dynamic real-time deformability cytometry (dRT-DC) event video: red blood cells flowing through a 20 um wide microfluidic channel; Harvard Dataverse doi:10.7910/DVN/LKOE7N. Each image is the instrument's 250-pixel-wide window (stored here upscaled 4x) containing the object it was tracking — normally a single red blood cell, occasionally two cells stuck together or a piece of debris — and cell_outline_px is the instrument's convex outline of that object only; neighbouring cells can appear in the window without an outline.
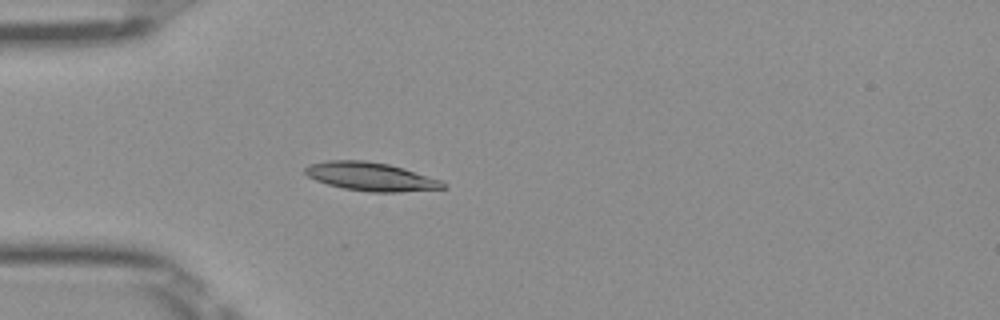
{"species": "Egyptian fruit bat (a non-hibernating species)", "species_latin": "Rousettus aegyptiacus", "temperature_condition": "room temperature", "stored_images_in_passage": 35, "camera_frame_rate_fps": 3000, "um_per_image_px": 0.085, "frame": {"image": 1, "passage_image": 6, "time_ms": 1.667, "image_size_px": [1000, 320], "cell_outline_px": [[448, 188], [400, 192], [368, 192], [344, 188], [328, 184], [316, 180], [308, 176], [304, 172], [304, 168], [308, 164], [328, 160], [364, 160], [388, 164], [404, 168], [440, 180], [448, 184]], "centroid_in_image_um": [31.53, 15.01], "position_along_channel_um": 53.5, "area_um2": 22.95}}
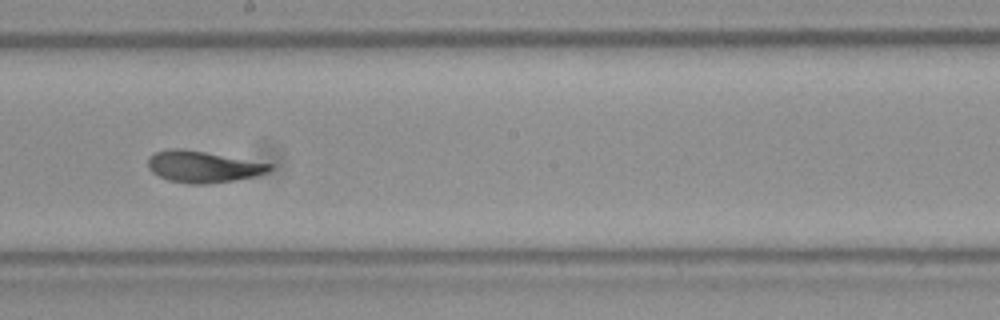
{"frame": {"image": 2, "passage_image": 20, "time_ms": 6.333, "image_size_px": [1000, 320], "cell_outline_px": [[272, 168], [268, 172], [252, 176], [232, 180], [204, 184], [188, 184], [168, 180], [152, 172], [148, 168], [148, 156], [156, 152], [172, 148], [184, 148], [272, 164]], "centroid_in_image_um": [17.2, 14.16], "position_along_channel_um": 231.0, "area_um2": 22.14}}
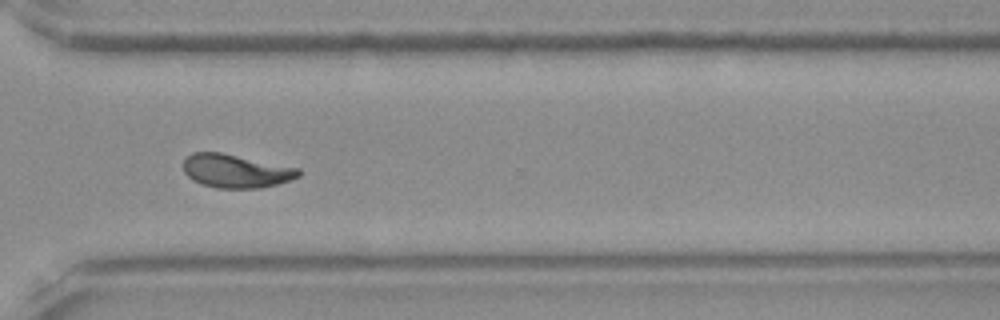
{"frame": {"image": 3, "passage_image": 29, "time_ms": 9.333, "image_size_px": [1000, 320], "cell_outline_px": [[300, 176], [292, 180], [260, 188], [216, 188], [200, 184], [192, 180], [184, 172], [184, 160], [192, 152], [220, 152], [300, 168]], "centroid_in_image_um": [20.05, 14.54], "position_along_channel_um": 350.5, "area_um2": 22.54}, "authors_computed_cell_mechanics": {"area_um2": 22.0218, "velocity_mm_per_s": 3.9955, "shape_relaxation_time_tau1_ms": 3.9689, "shape_relaxation_time_tau2_ms": 0.9234, "deformation_change_tau1": 0.1333, "deformation_change_tau2": 0.0489}}